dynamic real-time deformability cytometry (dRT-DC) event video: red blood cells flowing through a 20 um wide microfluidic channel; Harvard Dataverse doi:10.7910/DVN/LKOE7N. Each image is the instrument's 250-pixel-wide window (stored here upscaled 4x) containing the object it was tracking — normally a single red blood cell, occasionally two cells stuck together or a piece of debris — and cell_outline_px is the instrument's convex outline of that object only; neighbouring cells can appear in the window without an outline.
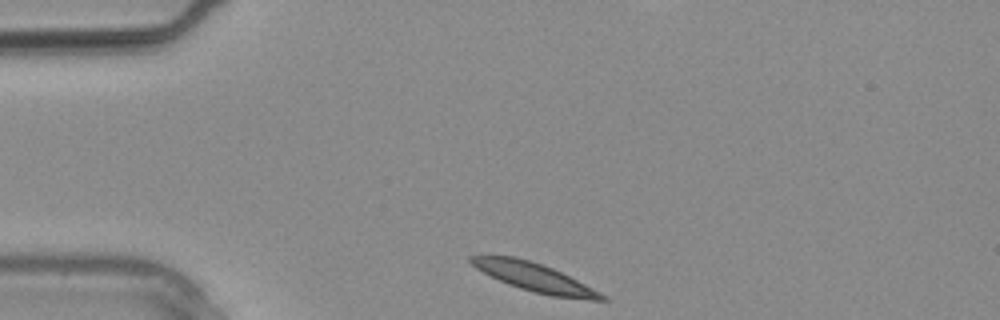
{"species": "common noctule bat (a hibernating species)", "species_latin": "Nyctalus noctula", "temperature_condition": "warm", "stored_images_in_passage": 3, "camera_frame_rate_fps": 3000, "um_per_image_px": 0.085, "animal": {"sex": "male", "body_mass_g": 20.4}, "frame": {"image": 1, "passage_image": 3, "time_ms": 0.667, "image_size_px": [1000, 320], "cell_outline_px": [[608, 300], [588, 300], [552, 296], [520, 288], [508, 284], [476, 268], [468, 260], [468, 256], [488, 252], [516, 256], [552, 268], [608, 296]], "centroid_in_image_um": [45.33, 23.52], "position_along_channel_um": 39.7, "area_um2": 21.91}}